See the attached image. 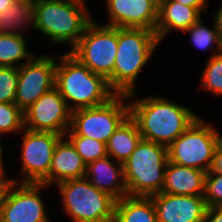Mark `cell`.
<instances>
[{
    "mask_svg": "<svg viewBox=\"0 0 222 222\" xmlns=\"http://www.w3.org/2000/svg\"><path fill=\"white\" fill-rule=\"evenodd\" d=\"M129 116L142 139L167 147L199 118L187 107L157 96L130 103Z\"/></svg>",
    "mask_w": 222,
    "mask_h": 222,
    "instance_id": "obj_1",
    "label": "cell"
},
{
    "mask_svg": "<svg viewBox=\"0 0 222 222\" xmlns=\"http://www.w3.org/2000/svg\"><path fill=\"white\" fill-rule=\"evenodd\" d=\"M59 58L55 87L71 111L103 105L116 95L103 76L90 71L70 52Z\"/></svg>",
    "mask_w": 222,
    "mask_h": 222,
    "instance_id": "obj_2",
    "label": "cell"
},
{
    "mask_svg": "<svg viewBox=\"0 0 222 222\" xmlns=\"http://www.w3.org/2000/svg\"><path fill=\"white\" fill-rule=\"evenodd\" d=\"M158 44L153 30L118 28V49L112 73V90L116 94L134 97V83Z\"/></svg>",
    "mask_w": 222,
    "mask_h": 222,
    "instance_id": "obj_3",
    "label": "cell"
},
{
    "mask_svg": "<svg viewBox=\"0 0 222 222\" xmlns=\"http://www.w3.org/2000/svg\"><path fill=\"white\" fill-rule=\"evenodd\" d=\"M84 0H34L35 30L41 31L53 43L78 44L89 17Z\"/></svg>",
    "mask_w": 222,
    "mask_h": 222,
    "instance_id": "obj_4",
    "label": "cell"
},
{
    "mask_svg": "<svg viewBox=\"0 0 222 222\" xmlns=\"http://www.w3.org/2000/svg\"><path fill=\"white\" fill-rule=\"evenodd\" d=\"M168 161L167 146L141 139L123 164L128 195L150 197L162 192Z\"/></svg>",
    "mask_w": 222,
    "mask_h": 222,
    "instance_id": "obj_5",
    "label": "cell"
},
{
    "mask_svg": "<svg viewBox=\"0 0 222 222\" xmlns=\"http://www.w3.org/2000/svg\"><path fill=\"white\" fill-rule=\"evenodd\" d=\"M64 211L73 222H114L116 199L85 177L58 183Z\"/></svg>",
    "mask_w": 222,
    "mask_h": 222,
    "instance_id": "obj_6",
    "label": "cell"
},
{
    "mask_svg": "<svg viewBox=\"0 0 222 222\" xmlns=\"http://www.w3.org/2000/svg\"><path fill=\"white\" fill-rule=\"evenodd\" d=\"M118 49V27L98 26L91 21L78 44L69 52L95 74L103 76L112 89V73Z\"/></svg>",
    "mask_w": 222,
    "mask_h": 222,
    "instance_id": "obj_7",
    "label": "cell"
},
{
    "mask_svg": "<svg viewBox=\"0 0 222 222\" xmlns=\"http://www.w3.org/2000/svg\"><path fill=\"white\" fill-rule=\"evenodd\" d=\"M211 126L199 117L168 146V160L181 166L208 172L222 138Z\"/></svg>",
    "mask_w": 222,
    "mask_h": 222,
    "instance_id": "obj_8",
    "label": "cell"
},
{
    "mask_svg": "<svg viewBox=\"0 0 222 222\" xmlns=\"http://www.w3.org/2000/svg\"><path fill=\"white\" fill-rule=\"evenodd\" d=\"M126 94H116L107 103L72 111L69 134H78L107 143L115 130L129 116V104Z\"/></svg>",
    "mask_w": 222,
    "mask_h": 222,
    "instance_id": "obj_9",
    "label": "cell"
},
{
    "mask_svg": "<svg viewBox=\"0 0 222 222\" xmlns=\"http://www.w3.org/2000/svg\"><path fill=\"white\" fill-rule=\"evenodd\" d=\"M21 151V183H42L49 186V169L57 142L63 137L53 132L32 131L24 128Z\"/></svg>",
    "mask_w": 222,
    "mask_h": 222,
    "instance_id": "obj_10",
    "label": "cell"
},
{
    "mask_svg": "<svg viewBox=\"0 0 222 222\" xmlns=\"http://www.w3.org/2000/svg\"><path fill=\"white\" fill-rule=\"evenodd\" d=\"M27 59L18 68L15 104L24 112L43 94L55 87L56 60L49 55Z\"/></svg>",
    "mask_w": 222,
    "mask_h": 222,
    "instance_id": "obj_11",
    "label": "cell"
},
{
    "mask_svg": "<svg viewBox=\"0 0 222 222\" xmlns=\"http://www.w3.org/2000/svg\"><path fill=\"white\" fill-rule=\"evenodd\" d=\"M18 187V188H17ZM42 183H21L13 179L3 197L0 222H49L39 195Z\"/></svg>",
    "mask_w": 222,
    "mask_h": 222,
    "instance_id": "obj_12",
    "label": "cell"
},
{
    "mask_svg": "<svg viewBox=\"0 0 222 222\" xmlns=\"http://www.w3.org/2000/svg\"><path fill=\"white\" fill-rule=\"evenodd\" d=\"M24 113V128L65 136L71 125V113L56 87L43 94Z\"/></svg>",
    "mask_w": 222,
    "mask_h": 222,
    "instance_id": "obj_13",
    "label": "cell"
},
{
    "mask_svg": "<svg viewBox=\"0 0 222 222\" xmlns=\"http://www.w3.org/2000/svg\"><path fill=\"white\" fill-rule=\"evenodd\" d=\"M159 0H106L109 23L118 28H145L155 31Z\"/></svg>",
    "mask_w": 222,
    "mask_h": 222,
    "instance_id": "obj_14",
    "label": "cell"
},
{
    "mask_svg": "<svg viewBox=\"0 0 222 222\" xmlns=\"http://www.w3.org/2000/svg\"><path fill=\"white\" fill-rule=\"evenodd\" d=\"M150 197L158 222H204L207 204L203 196L160 192Z\"/></svg>",
    "mask_w": 222,
    "mask_h": 222,
    "instance_id": "obj_15",
    "label": "cell"
},
{
    "mask_svg": "<svg viewBox=\"0 0 222 222\" xmlns=\"http://www.w3.org/2000/svg\"><path fill=\"white\" fill-rule=\"evenodd\" d=\"M109 158L106 156L86 164L84 177L98 190L120 200L128 195L123 164L117 162L118 166H115Z\"/></svg>",
    "mask_w": 222,
    "mask_h": 222,
    "instance_id": "obj_16",
    "label": "cell"
},
{
    "mask_svg": "<svg viewBox=\"0 0 222 222\" xmlns=\"http://www.w3.org/2000/svg\"><path fill=\"white\" fill-rule=\"evenodd\" d=\"M207 172L168 161L162 192L173 195L203 196Z\"/></svg>",
    "mask_w": 222,
    "mask_h": 222,
    "instance_id": "obj_17",
    "label": "cell"
},
{
    "mask_svg": "<svg viewBox=\"0 0 222 222\" xmlns=\"http://www.w3.org/2000/svg\"><path fill=\"white\" fill-rule=\"evenodd\" d=\"M199 19H201V12L197 8L173 0H159L155 33L161 42L172 29L184 32Z\"/></svg>",
    "mask_w": 222,
    "mask_h": 222,
    "instance_id": "obj_18",
    "label": "cell"
},
{
    "mask_svg": "<svg viewBox=\"0 0 222 222\" xmlns=\"http://www.w3.org/2000/svg\"><path fill=\"white\" fill-rule=\"evenodd\" d=\"M86 163L77 153L72 143L63 136L55 147L51 166L49 169V185L83 178L85 176Z\"/></svg>",
    "mask_w": 222,
    "mask_h": 222,
    "instance_id": "obj_19",
    "label": "cell"
},
{
    "mask_svg": "<svg viewBox=\"0 0 222 222\" xmlns=\"http://www.w3.org/2000/svg\"><path fill=\"white\" fill-rule=\"evenodd\" d=\"M141 139L136 122L128 116L106 143L107 156L114 157L116 163L124 164Z\"/></svg>",
    "mask_w": 222,
    "mask_h": 222,
    "instance_id": "obj_20",
    "label": "cell"
},
{
    "mask_svg": "<svg viewBox=\"0 0 222 222\" xmlns=\"http://www.w3.org/2000/svg\"><path fill=\"white\" fill-rule=\"evenodd\" d=\"M114 222H158L151 197L127 195L117 200Z\"/></svg>",
    "mask_w": 222,
    "mask_h": 222,
    "instance_id": "obj_21",
    "label": "cell"
},
{
    "mask_svg": "<svg viewBox=\"0 0 222 222\" xmlns=\"http://www.w3.org/2000/svg\"><path fill=\"white\" fill-rule=\"evenodd\" d=\"M29 23L35 29L34 0H15L0 13V33L22 34L19 28Z\"/></svg>",
    "mask_w": 222,
    "mask_h": 222,
    "instance_id": "obj_22",
    "label": "cell"
},
{
    "mask_svg": "<svg viewBox=\"0 0 222 222\" xmlns=\"http://www.w3.org/2000/svg\"><path fill=\"white\" fill-rule=\"evenodd\" d=\"M26 40L23 34L0 33V67H16L22 59H31L34 54L27 52Z\"/></svg>",
    "mask_w": 222,
    "mask_h": 222,
    "instance_id": "obj_23",
    "label": "cell"
},
{
    "mask_svg": "<svg viewBox=\"0 0 222 222\" xmlns=\"http://www.w3.org/2000/svg\"><path fill=\"white\" fill-rule=\"evenodd\" d=\"M65 135L86 164L107 156L105 143L78 134Z\"/></svg>",
    "mask_w": 222,
    "mask_h": 222,
    "instance_id": "obj_24",
    "label": "cell"
},
{
    "mask_svg": "<svg viewBox=\"0 0 222 222\" xmlns=\"http://www.w3.org/2000/svg\"><path fill=\"white\" fill-rule=\"evenodd\" d=\"M184 32H190L192 43L200 50H207L214 46L216 51L213 55H218L222 52V45L220 44L215 24L212 29H210L204 26L202 21L199 19Z\"/></svg>",
    "mask_w": 222,
    "mask_h": 222,
    "instance_id": "obj_25",
    "label": "cell"
},
{
    "mask_svg": "<svg viewBox=\"0 0 222 222\" xmlns=\"http://www.w3.org/2000/svg\"><path fill=\"white\" fill-rule=\"evenodd\" d=\"M201 85L216 95L222 94V52L211 56L207 62Z\"/></svg>",
    "mask_w": 222,
    "mask_h": 222,
    "instance_id": "obj_26",
    "label": "cell"
},
{
    "mask_svg": "<svg viewBox=\"0 0 222 222\" xmlns=\"http://www.w3.org/2000/svg\"><path fill=\"white\" fill-rule=\"evenodd\" d=\"M23 129V111L15 103H0V135Z\"/></svg>",
    "mask_w": 222,
    "mask_h": 222,
    "instance_id": "obj_27",
    "label": "cell"
},
{
    "mask_svg": "<svg viewBox=\"0 0 222 222\" xmlns=\"http://www.w3.org/2000/svg\"><path fill=\"white\" fill-rule=\"evenodd\" d=\"M18 68L0 67V103H15Z\"/></svg>",
    "mask_w": 222,
    "mask_h": 222,
    "instance_id": "obj_28",
    "label": "cell"
},
{
    "mask_svg": "<svg viewBox=\"0 0 222 222\" xmlns=\"http://www.w3.org/2000/svg\"><path fill=\"white\" fill-rule=\"evenodd\" d=\"M203 197L207 207L222 206V174L207 173Z\"/></svg>",
    "mask_w": 222,
    "mask_h": 222,
    "instance_id": "obj_29",
    "label": "cell"
},
{
    "mask_svg": "<svg viewBox=\"0 0 222 222\" xmlns=\"http://www.w3.org/2000/svg\"><path fill=\"white\" fill-rule=\"evenodd\" d=\"M207 173L222 174V138L215 150L211 168Z\"/></svg>",
    "mask_w": 222,
    "mask_h": 222,
    "instance_id": "obj_30",
    "label": "cell"
},
{
    "mask_svg": "<svg viewBox=\"0 0 222 222\" xmlns=\"http://www.w3.org/2000/svg\"><path fill=\"white\" fill-rule=\"evenodd\" d=\"M204 222H222V206L207 207Z\"/></svg>",
    "mask_w": 222,
    "mask_h": 222,
    "instance_id": "obj_31",
    "label": "cell"
},
{
    "mask_svg": "<svg viewBox=\"0 0 222 222\" xmlns=\"http://www.w3.org/2000/svg\"><path fill=\"white\" fill-rule=\"evenodd\" d=\"M175 2L197 8L200 12L204 10V12H207V9L205 6L209 5V2L207 0H173ZM207 4V5H206Z\"/></svg>",
    "mask_w": 222,
    "mask_h": 222,
    "instance_id": "obj_32",
    "label": "cell"
},
{
    "mask_svg": "<svg viewBox=\"0 0 222 222\" xmlns=\"http://www.w3.org/2000/svg\"><path fill=\"white\" fill-rule=\"evenodd\" d=\"M216 17L214 22L215 23V26H216V30H217V33H218V38H219V41H220V44L222 45V4L220 6V9L217 11Z\"/></svg>",
    "mask_w": 222,
    "mask_h": 222,
    "instance_id": "obj_33",
    "label": "cell"
},
{
    "mask_svg": "<svg viewBox=\"0 0 222 222\" xmlns=\"http://www.w3.org/2000/svg\"><path fill=\"white\" fill-rule=\"evenodd\" d=\"M11 182H13V179L7 180L6 178H0V208L6 189Z\"/></svg>",
    "mask_w": 222,
    "mask_h": 222,
    "instance_id": "obj_34",
    "label": "cell"
},
{
    "mask_svg": "<svg viewBox=\"0 0 222 222\" xmlns=\"http://www.w3.org/2000/svg\"><path fill=\"white\" fill-rule=\"evenodd\" d=\"M14 1L15 0H0V13L4 12Z\"/></svg>",
    "mask_w": 222,
    "mask_h": 222,
    "instance_id": "obj_35",
    "label": "cell"
},
{
    "mask_svg": "<svg viewBox=\"0 0 222 222\" xmlns=\"http://www.w3.org/2000/svg\"><path fill=\"white\" fill-rule=\"evenodd\" d=\"M2 144H0V178H5V173H4V170H3V165H2V161H3V156H2Z\"/></svg>",
    "mask_w": 222,
    "mask_h": 222,
    "instance_id": "obj_36",
    "label": "cell"
}]
</instances>
